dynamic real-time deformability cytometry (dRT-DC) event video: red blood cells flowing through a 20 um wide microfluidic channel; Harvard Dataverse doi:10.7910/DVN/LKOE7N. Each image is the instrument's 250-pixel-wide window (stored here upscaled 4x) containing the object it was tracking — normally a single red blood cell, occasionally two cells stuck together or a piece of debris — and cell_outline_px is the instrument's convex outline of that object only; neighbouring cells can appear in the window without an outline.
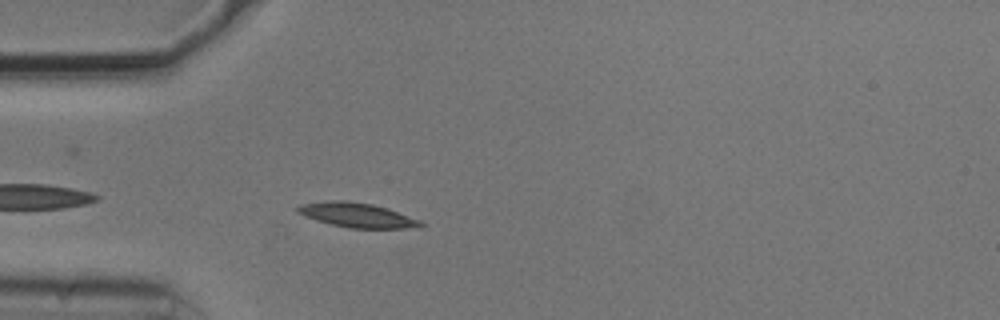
{"species": "common noctule bat (a hibernating species)", "species_latin": "Nyctalus noctula", "temperature_condition": "cold", "stored_images_in_passage": 42, "camera_frame_rate_fps": 3000, "um_per_image_px": 0.085, "animal": {"sex": "male", "body_mass_g": 20.5, "forearm_length_mm": 52.5}, "frame": {"image": 1, "passage_image": 3, "time_ms": 0.667, "image_size_px": [1000, 320], "cell_outline_px": [[424, 224], [404, 228], [348, 228], [316, 220], [304, 216], [296, 212], [296, 208], [300, 204], [328, 200], [348, 200], [372, 204], [420, 220]], "centroid_in_image_um": [30.23, 18.27], "position_along_channel_um": 54.8, "area_um2": 17.28}}
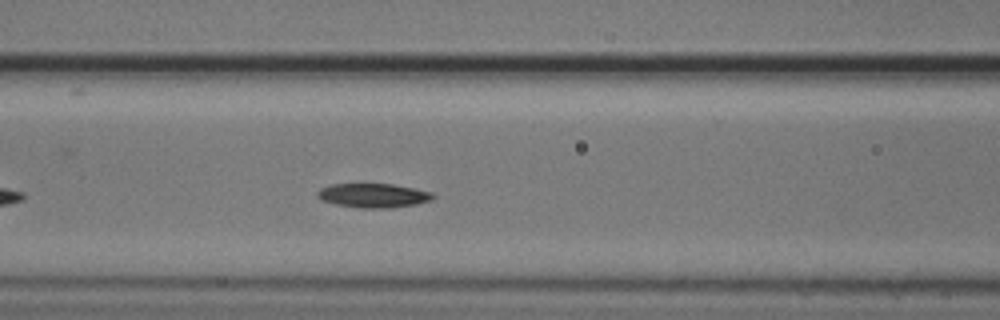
{"frame": {"image": 2, "passage_image": 10, "time_ms": 3.0, "image_size_px": [1000, 320], "cell_outline_px": [[436, 196], [432, 200], [416, 204], [388, 208], [360, 208], [336, 204], [320, 200], [316, 196], [316, 192], [320, 188], [332, 184], [360, 180], [392, 184], [416, 188], [432, 192]], "centroid_in_image_um": [31.68, 16.56], "position_along_channel_um": 134.9, "area_um2": 17.28}}
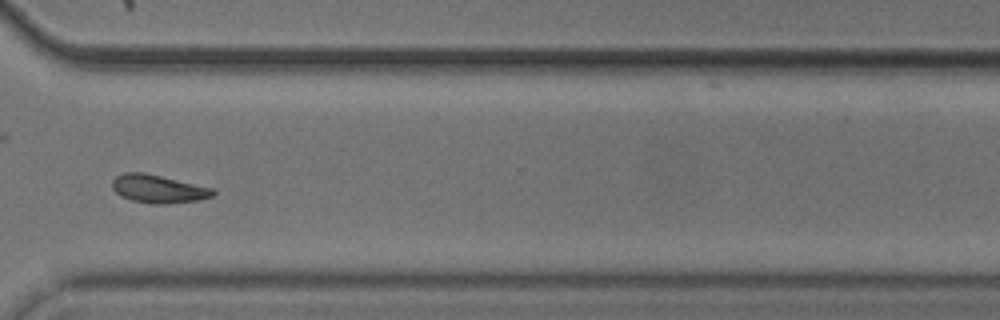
{"frame": {"image": 3, "passage_image": 28, "time_ms": 9.0, "image_size_px": [1000, 320], "cell_outline_px": [[216, 192], [212, 196], [200, 200], [168, 204], [152, 204], [132, 200], [120, 196], [112, 188], [112, 180], [116, 176], [124, 172], [144, 172], [212, 188]], "centroid_in_image_um": [13.43, 16.06], "position_along_channel_um": 357.2, "area_um2": 16.53}, "authors_computed_cell_mechanics": {"area_um2": 16.3285, "velocity_mm_per_s": 3.7048, "shape_relaxation_time_tau1_ms": 5.2724, "shape_relaxation_time_tau2_ms": null, "deformation_change_tau1": 0.1262, "deformation_change_tau2": null}}